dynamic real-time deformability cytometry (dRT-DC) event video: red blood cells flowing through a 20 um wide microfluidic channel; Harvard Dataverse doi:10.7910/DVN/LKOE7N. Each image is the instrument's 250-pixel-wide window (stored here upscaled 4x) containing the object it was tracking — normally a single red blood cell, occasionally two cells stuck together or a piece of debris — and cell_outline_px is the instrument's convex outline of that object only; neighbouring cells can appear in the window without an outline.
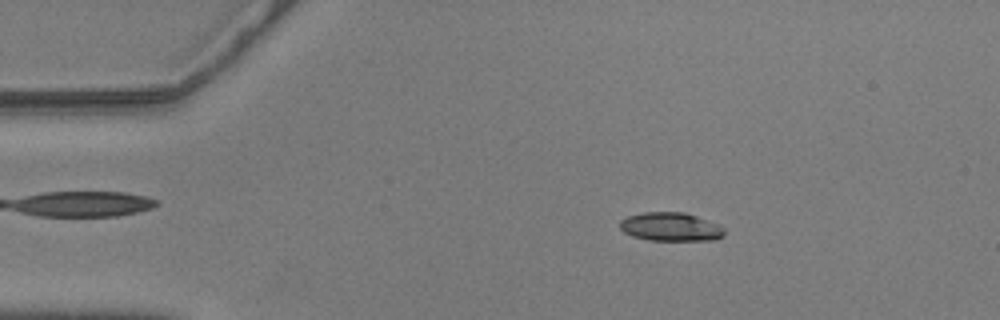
{"species": "common noctule bat (a hibernating species)", "species_latin": "Nyctalus noctula", "temperature_condition": "warm", "stored_images_in_passage": 56, "camera_frame_rate_fps": 3000, "um_per_image_px": 0.085, "animal": {"sex": "male", "body_mass_g": 20.5, "forearm_length_mm": 52.5}, "frame": {"image": 1, "passage_image": 9, "time_ms": 2.667, "image_size_px": [1000, 320], "cell_outline_px": [[724, 236], [716, 240], [648, 240], [632, 236], [624, 232], [620, 228], [620, 220], [628, 216], [644, 212], [684, 212], [720, 224], [724, 228]], "centroid_in_image_um": [57.03, 19.28], "position_along_channel_um": 28.0, "area_um2": 17.51}}
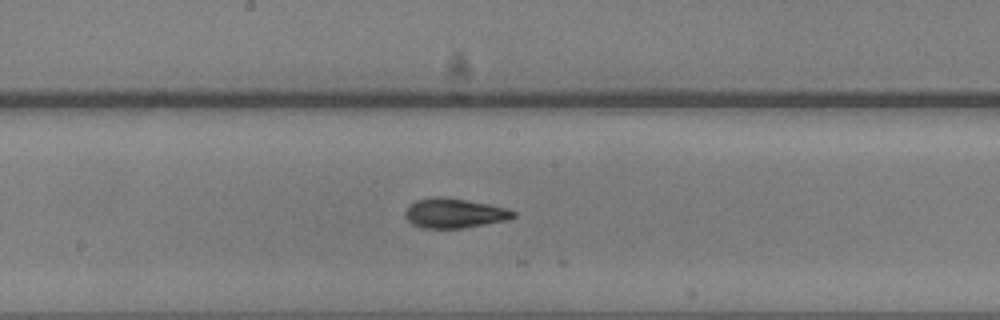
{"frame": {"image": 2, "passage_image": 29, "time_ms": 9.333, "image_size_px": [1000, 320], "cell_outline_px": [[516, 216], [508, 220], [464, 228], [420, 228], [412, 224], [404, 216], [404, 212], [408, 204], [416, 200], [432, 196], [444, 196], [492, 204], [508, 208], [516, 212]], "centroid_in_image_um": [38.61, 18.11], "position_along_channel_um": 209.6, "area_um2": 19.19}}
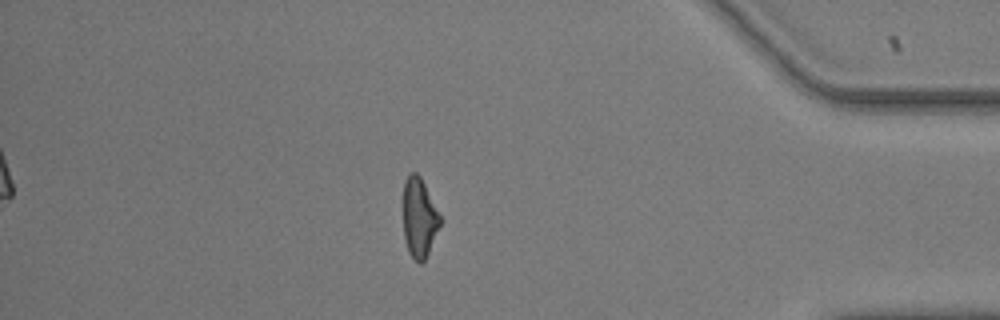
{"frame": {"image": 3, "passage_image": 48, "time_ms": 15.667, "image_size_px": [1000, 320], "cell_outline_px": [[440, 224], [428, 252], [424, 260], [420, 264], [408, 252], [404, 236], [404, 180], [412, 172], [416, 172], [420, 176], [440, 216]], "centroid_in_image_um": [35.62, 18.5], "position_along_channel_um": 399.6, "area_um2": 16.53}, "authors_computed_cell_mechanics": {"area_um2": 18.0047, "velocity_mm_per_s": 3.5807, "shape_relaxation_time_tau1_ms": null, "shape_relaxation_time_tau2_ms": 2.335, "deformation_change_tau1": null, "deformation_change_tau2": 0.096}}